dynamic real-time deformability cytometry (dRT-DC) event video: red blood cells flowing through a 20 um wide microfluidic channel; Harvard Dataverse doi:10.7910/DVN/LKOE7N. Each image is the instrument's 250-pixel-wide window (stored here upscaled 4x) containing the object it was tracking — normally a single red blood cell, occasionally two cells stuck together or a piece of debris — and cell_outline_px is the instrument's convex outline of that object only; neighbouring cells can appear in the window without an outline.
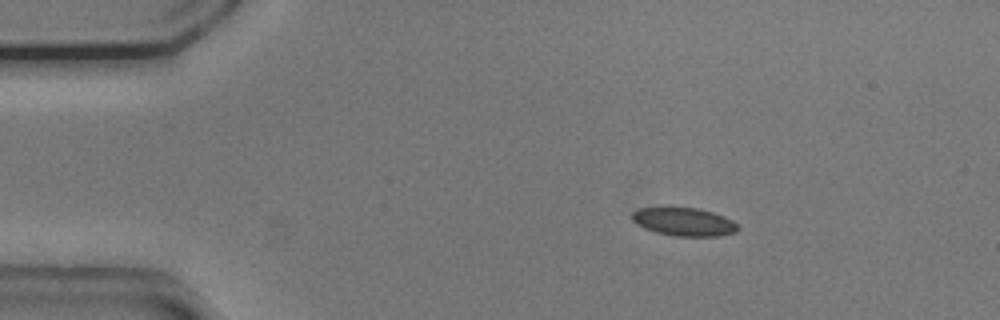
{"species": "common noctule bat (a hibernating species)", "species_latin": "Nyctalus noctula", "temperature_condition": "cold", "stored_images_in_passage": 46, "camera_frame_rate_fps": 3000, "um_per_image_px": 0.085, "animal": {"sex": "male", "body_mass_g": 20.5, "forearm_length_mm": 52.5}, "frame": {"image": 1, "passage_image": 1, "time_ms": 0.0, "image_size_px": [1000, 320], "cell_outline_px": [[740, 228], [736, 232], [720, 236], [672, 236], [656, 232], [644, 228], [636, 224], [632, 220], [632, 212], [640, 208], [696, 208], [712, 212], [724, 216], [732, 220]], "centroid_in_image_um": [58.15, 18.87], "position_along_channel_um": 26.9, "area_um2": 17.34}}
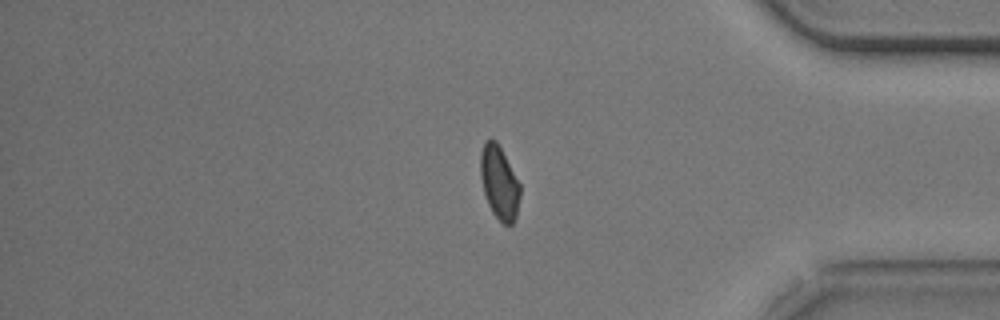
{"frame": {"image": 2, "passage_image": 37, "time_ms": 12.0, "image_size_px": [1000, 320], "cell_outline_px": [[520, 196], [516, 216], [512, 224], [504, 224], [492, 212], [488, 204], [484, 192], [480, 176], [480, 152], [484, 140], [496, 140], [520, 184]], "centroid_in_image_um": [42.42, 15.51], "position_along_channel_um": 392.8, "area_um2": 16.76}}
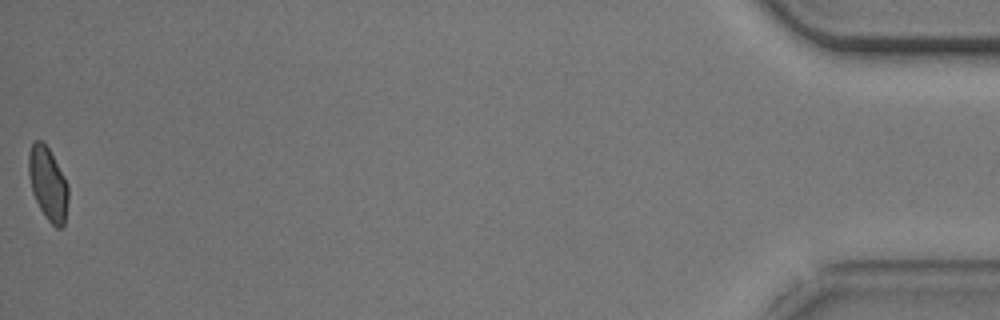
{"frame": {"image": 3, "passage_image": 46, "time_ms": 15.0, "image_size_px": [1000, 320], "cell_outline_px": [[68, 200], [64, 224], [60, 228], [56, 228], [44, 216], [32, 192], [28, 172], [28, 152], [32, 140], [44, 140], [68, 184]], "centroid_in_image_um": [4.06, 15.58], "position_along_channel_um": 431.1, "area_um2": 16.99}, "authors_computed_cell_mechanics": {"area_um2": 17.5134, "velocity_mm_per_s": 3.7507, "shape_relaxation_time_tau1_ms": 7.1889, "shape_relaxation_time_tau2_ms": 1.9155, "deformation_change_tau1": 0.0999, "deformation_change_tau2": 0.0581}}